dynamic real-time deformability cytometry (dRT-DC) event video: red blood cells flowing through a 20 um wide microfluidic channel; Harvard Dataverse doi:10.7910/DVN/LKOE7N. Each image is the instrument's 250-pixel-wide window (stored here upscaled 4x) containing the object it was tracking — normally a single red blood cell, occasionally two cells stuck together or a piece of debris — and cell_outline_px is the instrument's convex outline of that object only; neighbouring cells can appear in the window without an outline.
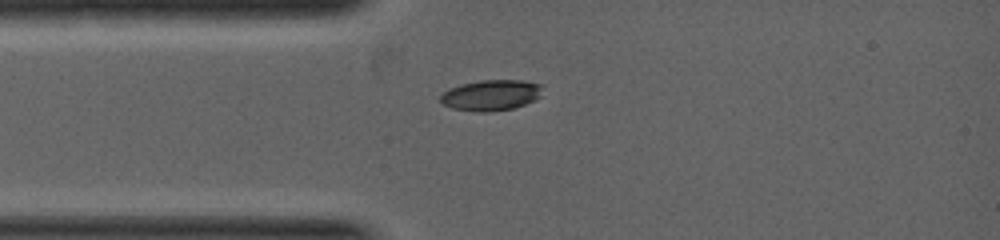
{"species": "common noctule bat (a hibernating species)", "species_latin": "Nyctalus noctula", "temperature_condition": "warm", "stored_images_in_passage": 4, "camera_frame_rate_fps": 5000, "um_per_image_px": 0.085, "animal": {"sex": "female", "body_mass_g": 19.0, "forearm_length_mm": 53.3}, "frame": {"image": 1, "passage_image": 1, "time_ms": 0.0, "image_size_px": [1000, 240], "cell_outline_px": [[540, 96], [536, 100], [512, 108], [488, 112], [476, 112], [452, 108], [444, 104], [440, 100], [440, 96], [448, 88], [460, 84], [480, 80], [520, 80], [540, 84]], "centroid_in_image_um": [41.7, 8.09], "position_along_channel_um": 43.3, "area_um2": 18.21}}
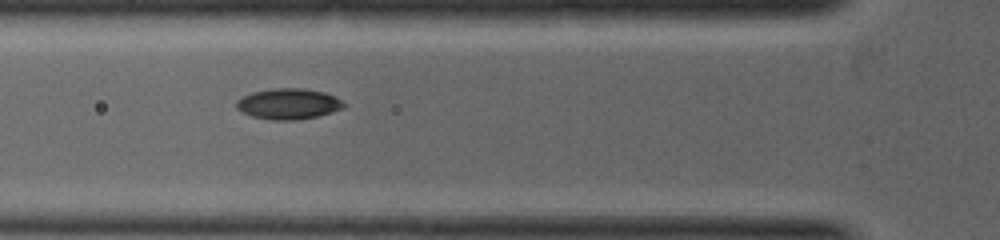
{"frame": {"image": 2, "passage_image": 3, "time_ms": 0.8, "image_size_px": [1000, 240], "cell_outline_px": [[344, 108], [332, 112], [316, 116], [296, 120], [272, 120], [252, 116], [236, 108], [236, 100], [252, 92], [272, 88], [300, 88], [324, 92], [340, 100], [344, 104]], "centroid_in_image_um": [24.49, 8.83], "position_along_channel_um": 101.3, "area_um2": 19.02}}
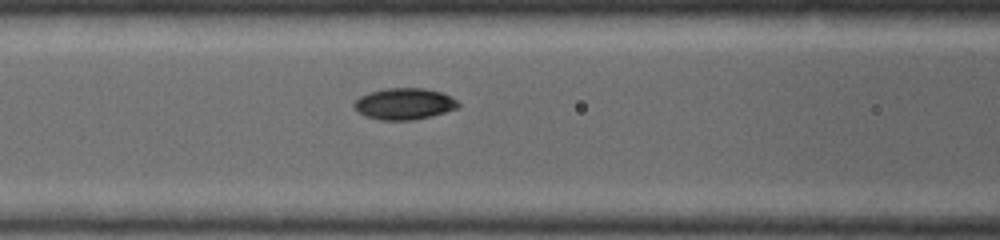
{"frame": {"image": 3, "passage_image": 4, "time_ms": 1.2, "image_size_px": [1000, 240], "cell_outline_px": [[460, 104], [456, 108], [432, 116], [412, 120], [380, 120], [368, 116], [360, 112], [352, 104], [360, 96], [368, 92], [384, 88], [424, 88], [440, 92], [456, 100]], "centroid_in_image_um": [34.34, 8.82], "position_along_channel_um": 132.3, "area_um2": 18.84}}